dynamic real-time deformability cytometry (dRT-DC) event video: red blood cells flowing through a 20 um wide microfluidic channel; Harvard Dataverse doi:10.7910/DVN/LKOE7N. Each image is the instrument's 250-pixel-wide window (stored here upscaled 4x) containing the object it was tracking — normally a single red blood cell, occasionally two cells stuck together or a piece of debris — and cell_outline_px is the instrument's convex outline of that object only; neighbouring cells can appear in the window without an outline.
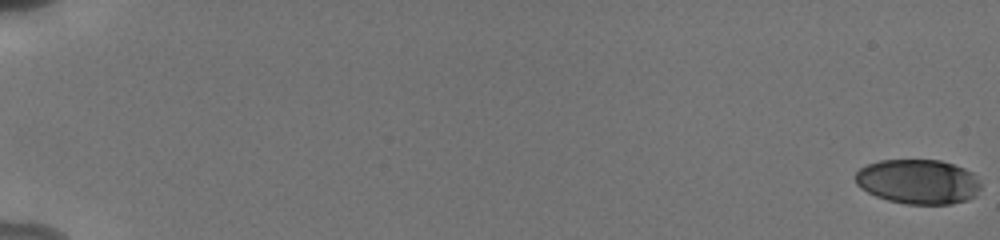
{"species": "human", "species_latin": "Homo sapiens", "temperature_condition": "cold", "stored_images_in_passage": 25, "camera_frame_rate_fps": 3000, "um_per_image_px": 0.085, "donor": {"sex": "male"}, "frame": {"image": 1, "passage_image": 1, "time_ms": 0.0, "image_size_px": [1000, 240], "cell_outline_px": [[980, 188], [976, 196], [968, 200], [952, 204], [904, 204], [888, 200], [876, 196], [860, 188], [856, 184], [856, 172], [860, 168], [868, 164], [880, 160], [940, 160], [964, 168], [972, 172], [980, 184]], "centroid_in_image_um": [78.04, 15.45], "position_along_channel_um": 7.0, "area_um2": 32.71}}
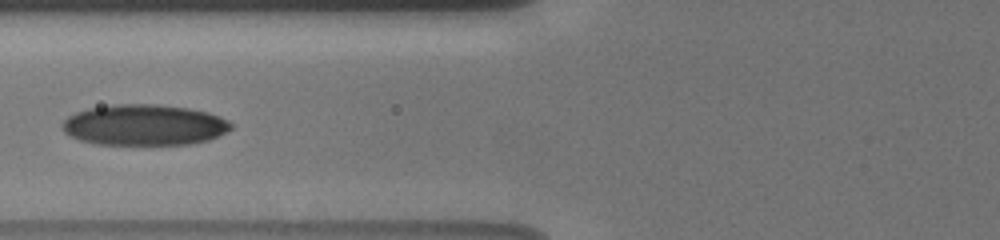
{"frame": {"image": 2, "passage_image": 20, "time_ms": 8.333, "image_size_px": [1000, 240], "cell_outline_px": [[232, 128], [208, 140], [192, 144], [96, 144], [80, 140], [64, 132], [60, 128], [60, 124], [68, 116], [76, 112], [88, 108], [112, 104], [160, 104], [188, 108], [208, 112], [220, 116], [228, 120], [232, 124]], "centroid_in_image_um": [12.23, 10.61], "position_along_channel_um": 113.6, "area_um2": 40.34}}
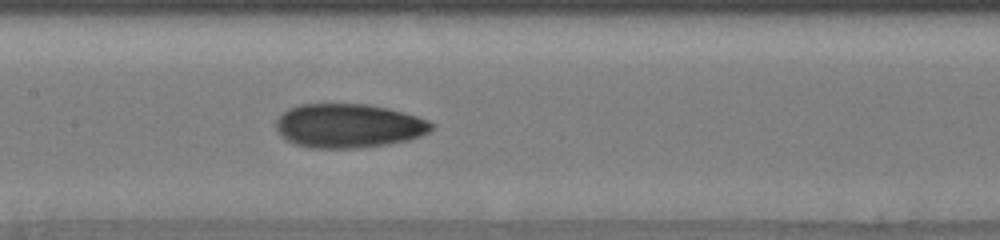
{"frame": {"image": 3, "passage_image": 25, "time_ms": 10.0, "image_size_px": [1000, 240], "cell_outline_px": [[436, 124], [428, 132], [420, 136], [408, 140], [388, 144], [356, 148], [312, 148], [292, 144], [280, 136], [276, 128], [276, 120], [288, 108], [300, 104], [368, 104], [388, 108], [404, 112], [428, 120]], "centroid_in_image_um": [29.61, 10.69], "position_along_channel_um": 177.8, "area_um2": 40.11}}